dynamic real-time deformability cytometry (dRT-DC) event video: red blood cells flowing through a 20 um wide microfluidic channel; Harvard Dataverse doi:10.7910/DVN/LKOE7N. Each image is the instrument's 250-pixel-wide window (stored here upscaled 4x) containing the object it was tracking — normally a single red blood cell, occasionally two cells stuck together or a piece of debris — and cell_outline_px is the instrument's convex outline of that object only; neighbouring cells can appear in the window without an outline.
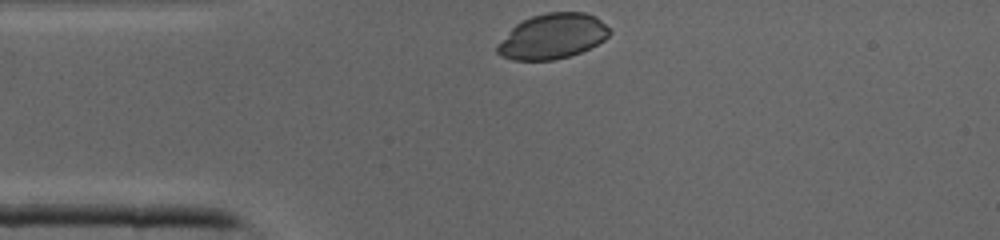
{"species": "common noctule bat (a hibernating species)", "species_latin": "Nyctalus noctula", "temperature_condition": "cold", "stored_images_in_passage": 25, "camera_frame_rate_fps": 3000, "um_per_image_px": 0.085, "animal": {"sex": "male", "body_mass_g": 19.0, "forearm_length_mm": 50.8}, "frame": {"image": 1, "passage_image": 1, "time_ms": 0.0, "image_size_px": [1000, 240], "cell_outline_px": [[612, 32], [604, 40], [580, 52], [556, 60], [512, 60], [500, 56], [496, 52], [496, 44], [516, 24], [532, 16], [548, 12], [584, 12], [596, 16]], "centroid_in_image_um": [46.93, 3.09], "position_along_channel_um": 38.1, "area_um2": 29.48}}
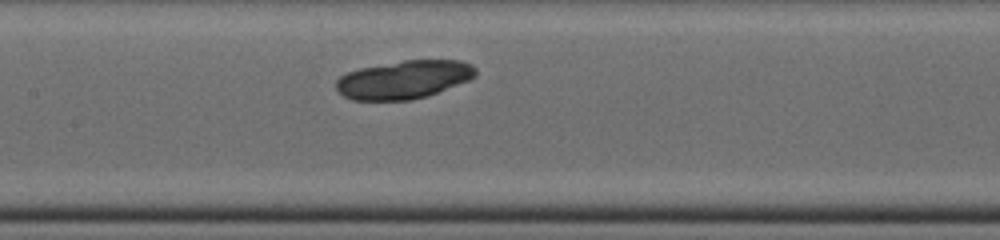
{"frame": {"image": 2, "passage_image": 11, "time_ms": 3.333, "image_size_px": [1000, 240], "cell_outline_px": [[476, 76], [468, 80], [428, 96], [412, 100], [352, 100], [344, 96], [336, 88], [336, 80], [340, 76], [348, 72], [360, 68], [404, 60], [460, 60], [472, 64], [476, 68]], "centroid_in_image_um": [34.34, 6.76], "position_along_channel_um": 173.1, "area_um2": 31.1}}
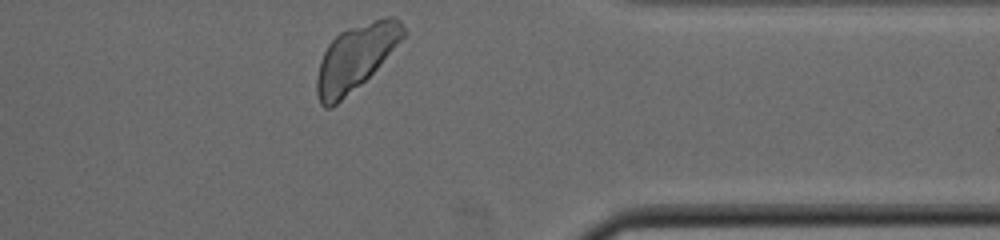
{"frame": {"image": 3, "passage_image": 25, "time_ms": 8.0, "image_size_px": [1000, 240], "cell_outline_px": [[408, 32], [376, 68], [360, 84], [332, 108], [324, 108], [320, 104], [316, 92], [316, 80], [320, 60], [328, 44], [340, 32], [348, 28], [384, 16], [392, 16], [400, 20]], "centroid_in_image_um": [30.21, 4.87], "position_along_channel_um": 381.2, "area_um2": 32.66}}